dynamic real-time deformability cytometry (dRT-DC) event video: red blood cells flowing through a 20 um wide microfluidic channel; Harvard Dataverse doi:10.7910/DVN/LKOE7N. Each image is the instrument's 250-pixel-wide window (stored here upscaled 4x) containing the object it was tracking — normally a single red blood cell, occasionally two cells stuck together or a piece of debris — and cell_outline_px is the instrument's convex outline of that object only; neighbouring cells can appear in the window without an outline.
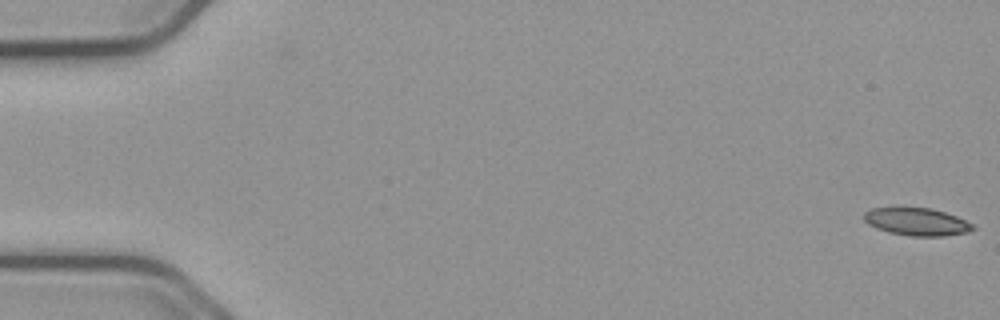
{"species": "common noctule bat (a hibernating species)", "species_latin": "Nyctalus noctula", "temperature_condition": "cold", "stored_images_in_passage": 12, "camera_frame_rate_fps": 3000, "um_per_image_px": 0.085, "animal": {"sex": "male", "body_mass_g": 23.1, "forearm_length_mm": 52.7}, "frame": {"image": 1, "passage_image": 1, "time_ms": 0.0, "image_size_px": [1000, 320], "cell_outline_px": [[976, 228], [968, 232], [940, 236], [908, 236], [888, 232], [876, 228], [868, 224], [864, 220], [864, 212], [872, 208], [932, 208], [956, 216], [972, 224]], "centroid_in_image_um": [77.91, 18.85], "position_along_channel_um": 7.1, "area_um2": 17.4}}